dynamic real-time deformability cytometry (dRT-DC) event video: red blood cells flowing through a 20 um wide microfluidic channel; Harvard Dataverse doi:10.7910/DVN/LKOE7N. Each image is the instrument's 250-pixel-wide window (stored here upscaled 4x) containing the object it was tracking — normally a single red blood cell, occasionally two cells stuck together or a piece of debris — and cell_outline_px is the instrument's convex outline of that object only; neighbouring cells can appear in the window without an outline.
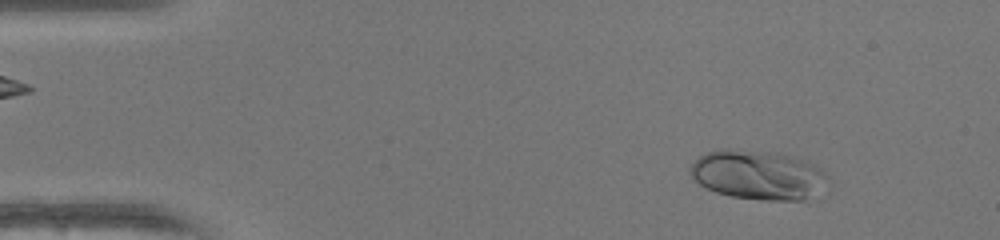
{"species": "human", "species_latin": "Homo sapiens", "temperature_condition": "warm", "stored_images_in_passage": 49, "camera_frame_rate_fps": 3000, "um_per_image_px": 0.085, "donor": {"sex": "female"}, "frame": {"image": 1, "passage_image": 5, "time_ms": 1.333, "image_size_px": [1000, 240], "cell_outline_px": [[828, 176], [804, 200], [760, 200], [732, 196], [716, 192], [700, 184], [688, 172], [688, 168], [700, 156], [708, 152], [720, 148], [728, 148], [784, 152], [816, 164], [828, 172]], "centroid_in_image_um": [64.39, 14.81], "position_along_channel_um": 20.6, "area_um2": 39.54}}
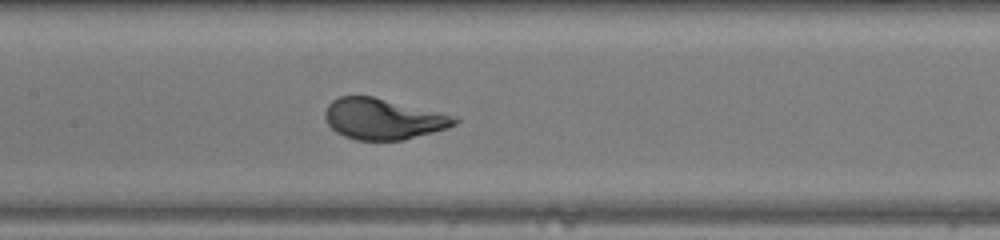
{"frame": {"image": 2, "passage_image": 23, "time_ms": 7.333, "image_size_px": [1000, 240], "cell_outline_px": [[460, 120], [456, 124], [448, 128], [404, 140], [356, 140], [344, 136], [336, 132], [328, 124], [324, 116], [324, 112], [328, 104], [332, 100], [340, 96], [372, 96], [460, 116]], "centroid_in_image_um": [32.61, 10.1], "position_along_channel_um": 174.8, "area_um2": 31.21}}
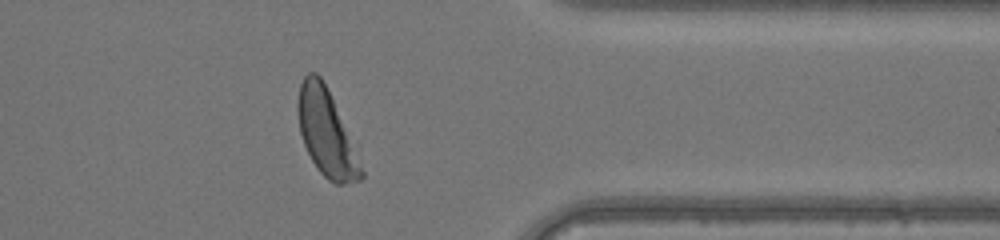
{"frame": {"image": 3, "passage_image": 39, "time_ms": 12.667, "image_size_px": [1000, 240], "cell_outline_px": [[364, 176], [360, 180], [344, 184], [336, 184], [328, 180], [316, 168], [304, 144], [300, 132], [296, 108], [296, 104], [300, 84], [304, 76], [308, 72], [316, 72], [320, 76], [332, 100], [364, 172]], "centroid_in_image_um": [27.68, 11.31], "position_along_channel_um": 383.7, "area_um2": 30.87}, "authors_computed_cell_mechanics": {"area_um2": 32.2524, "velocity_mm_per_s": 4.159, "shape_relaxation_time_tau1_ms": 2.0948, "shape_relaxation_time_tau2_ms": null, "deformation_change_tau1": 0.167, "deformation_change_tau2": null}}